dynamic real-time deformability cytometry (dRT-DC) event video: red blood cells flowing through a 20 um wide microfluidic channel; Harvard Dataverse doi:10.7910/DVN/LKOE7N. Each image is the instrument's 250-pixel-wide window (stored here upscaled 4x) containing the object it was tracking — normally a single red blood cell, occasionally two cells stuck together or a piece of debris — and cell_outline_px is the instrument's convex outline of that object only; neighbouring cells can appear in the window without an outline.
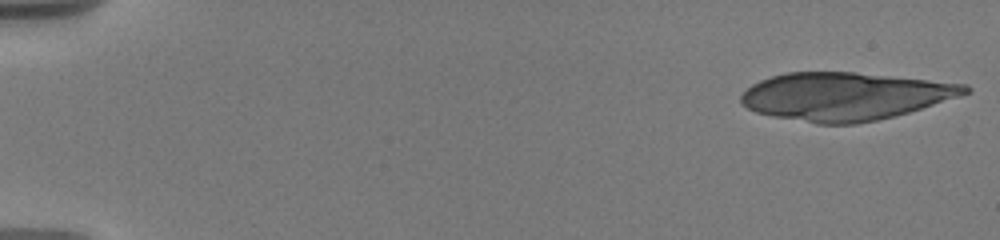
{"species": "human", "species_latin": "Homo sapiens", "temperature_condition": "warm", "stored_images_in_passage": 16, "camera_frame_rate_fps": 3000, "um_per_image_px": 0.085, "donor": {"sex": "male"}, "frame": {"image": 1, "passage_image": 1, "time_ms": 0.0, "image_size_px": [1000, 240], "cell_outline_px": [[972, 92], [960, 96], [908, 112], [876, 120], [856, 124], [816, 124], [772, 116], [756, 112], [740, 104], [740, 96], [752, 84], [760, 80], [772, 76], [788, 72], [856, 72], [968, 84], [972, 88]], "centroid_in_image_um": [71.82, 8.18], "position_along_channel_um": 13.2, "area_um2": 62.48}}
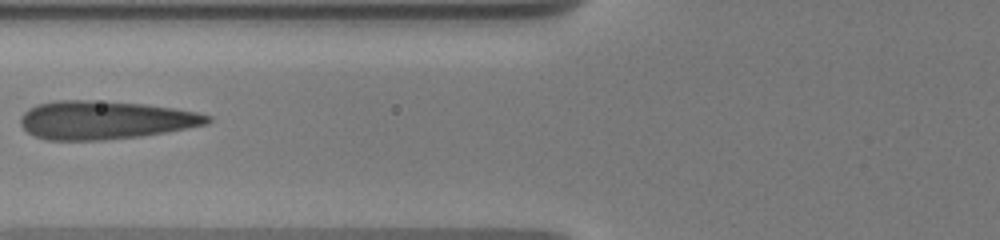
{"frame": {"image": 2, "passage_image": 12, "time_ms": 7.333, "image_size_px": [1000, 240], "cell_outline_px": [[212, 120], [208, 124], [164, 132], [140, 136], [104, 140], [48, 140], [36, 136], [28, 132], [20, 124], [20, 120], [24, 112], [28, 108], [36, 104], [56, 100], [92, 100], [148, 104], [196, 112], [212, 116]], "centroid_in_image_um": [8.92, 10.19], "position_along_channel_um": 116.9, "area_um2": 41.79}}
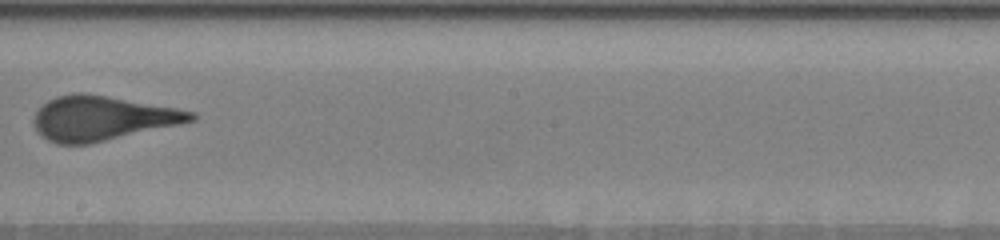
{"frame": {"image": 3, "passage_image": 16, "time_ms": 10.667, "image_size_px": [1000, 240], "cell_outline_px": [[196, 120], [88, 144], [56, 144], [40, 136], [36, 132], [32, 124], [32, 120], [36, 112], [48, 100], [56, 96], [72, 92], [88, 92], [176, 108], [196, 112]], "centroid_in_image_um": [8.62, 10.03], "position_along_channel_um": 239.6, "area_um2": 40.86}}